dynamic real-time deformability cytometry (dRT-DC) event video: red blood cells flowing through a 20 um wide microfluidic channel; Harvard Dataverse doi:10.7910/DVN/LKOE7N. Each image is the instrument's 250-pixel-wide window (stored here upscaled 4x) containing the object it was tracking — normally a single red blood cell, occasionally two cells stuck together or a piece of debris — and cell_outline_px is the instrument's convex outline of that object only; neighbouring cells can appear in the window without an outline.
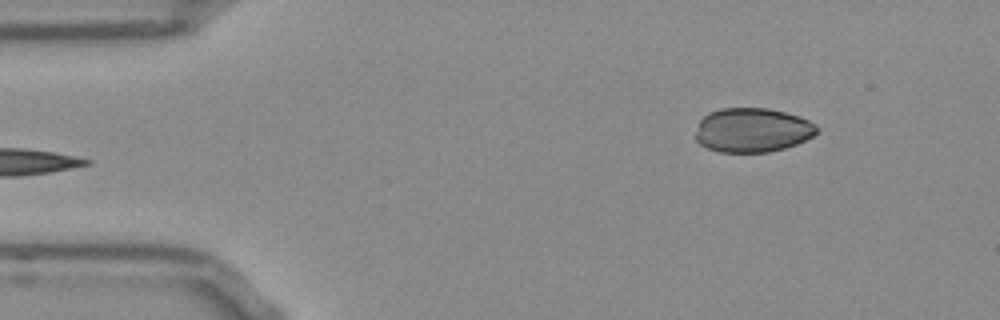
{"species": "Egyptian fruit bat (a non-hibernating species)", "species_latin": "Rousettus aegyptiacus", "temperature_condition": "room temperature", "stored_images_in_passage": 47, "camera_frame_rate_fps": 3000, "um_per_image_px": 0.085, "frame": {"image": 1, "passage_image": 1, "time_ms": 0.0, "image_size_px": [1000, 320], "cell_outline_px": [[820, 132], [796, 144], [784, 148], [768, 152], [720, 152], [708, 148], [700, 144], [696, 140], [696, 132], [700, 120], [708, 112], [720, 108], [768, 108], [800, 116], [816, 124], [820, 128]], "centroid_in_image_um": [63.97, 11.05], "position_along_channel_um": 21.0, "area_um2": 31.44}}
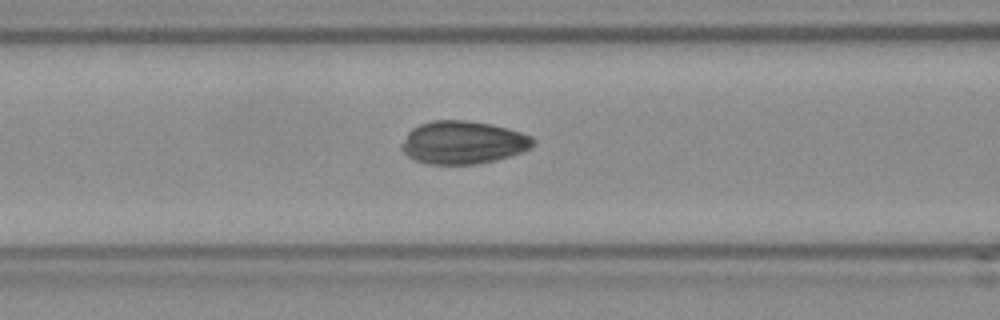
{"frame": {"image": 2, "passage_image": 15, "time_ms": 4.667, "image_size_px": [1000, 320], "cell_outline_px": [[536, 144], [532, 148], [496, 160], [476, 164], [428, 164], [416, 160], [408, 156], [400, 148], [400, 144], [408, 132], [412, 128], [420, 124], [432, 120], [468, 120], [508, 128], [532, 136], [536, 140]], "centroid_in_image_um": [39.36, 12.11], "position_along_channel_um": 127.2, "area_um2": 33.0}}
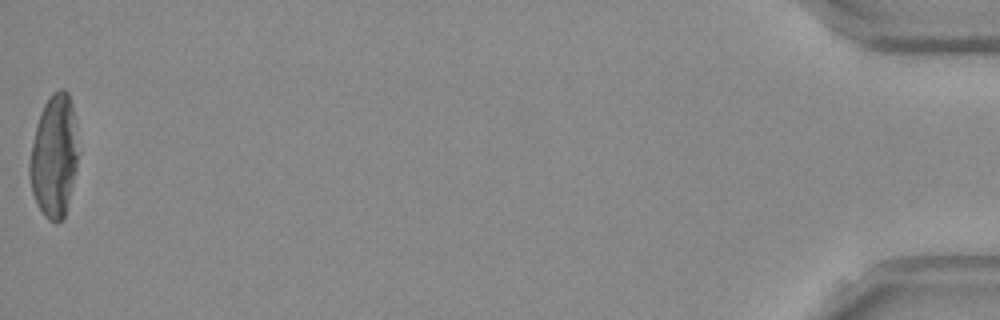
{"frame": {"image": 3, "passage_image": 47, "time_ms": 15.333, "image_size_px": [1000, 320], "cell_outline_px": [[76, 168], [64, 220], [56, 224], [48, 220], [44, 216], [32, 192], [28, 172], [28, 164], [36, 124], [40, 112], [44, 104], [52, 92], [60, 88], [64, 88], [68, 92], [72, 104], [76, 124]], "centroid_in_image_um": [4.58, 13.26], "position_along_channel_um": 430.6, "area_um2": 34.74}}